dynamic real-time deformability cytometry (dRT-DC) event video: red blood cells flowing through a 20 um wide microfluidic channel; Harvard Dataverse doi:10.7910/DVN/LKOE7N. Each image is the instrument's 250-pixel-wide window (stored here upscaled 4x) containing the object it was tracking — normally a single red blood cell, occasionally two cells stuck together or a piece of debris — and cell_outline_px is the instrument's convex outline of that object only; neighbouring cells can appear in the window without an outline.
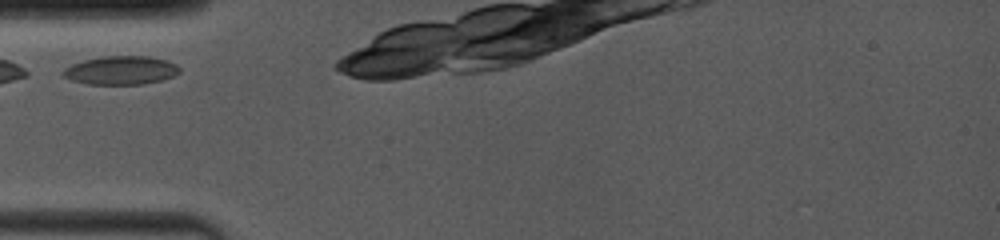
{"species": "common noctule bat (a hibernating species)", "species_latin": "Nyctalus noctula", "temperature_condition": "room temperature", "stored_images_in_passage": 4, "camera_frame_rate_fps": 4000, "um_per_image_px": 0.085, "animal": {"sex": "female", "body_mass_g": 19.0, "forearm_length_mm": 53.3}, "frame": {"image": 1, "passage_image": 1, "time_ms": 0.0, "image_size_px": [1000, 240], "cell_outline_px": [[180, 72], [164, 80], [144, 84], [88, 84], [72, 80], [64, 76], [60, 72], [64, 68], [72, 64], [84, 60], [104, 56], [148, 56], [168, 60], [176, 64], [180, 68]], "centroid_in_image_um": [10.3, 5.97], "position_along_channel_um": 74.7, "area_um2": 19.48}}